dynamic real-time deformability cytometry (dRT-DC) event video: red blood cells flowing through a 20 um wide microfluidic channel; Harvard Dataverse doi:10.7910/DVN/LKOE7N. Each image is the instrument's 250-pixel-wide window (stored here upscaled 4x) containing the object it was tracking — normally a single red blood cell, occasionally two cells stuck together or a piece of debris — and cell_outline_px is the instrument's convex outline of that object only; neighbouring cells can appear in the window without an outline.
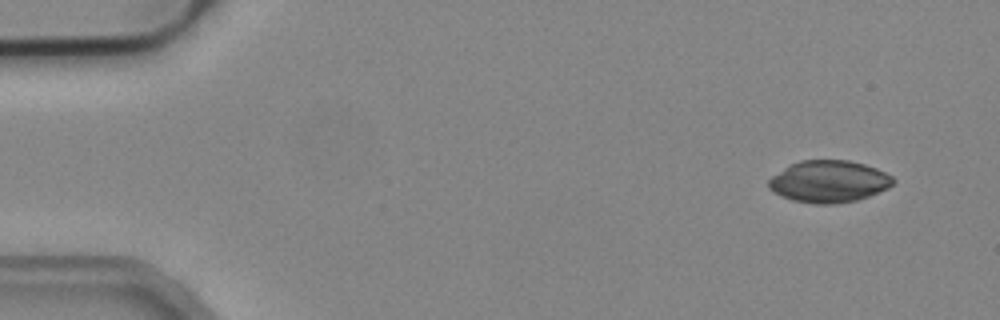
{"species": "common noctule bat (a hibernating species)", "species_latin": "Nyctalus noctula", "temperature_condition": "cold", "stored_images_in_passage": 4, "camera_frame_rate_fps": 3000, "um_per_image_px": 0.085, "animal": {"sex": "male", "body_mass_g": 19.2, "forearm_length_mm": 51.8}, "frame": {"image": 1, "passage_image": 1, "time_ms": 0.0, "image_size_px": [1000, 320], "cell_outline_px": [[896, 180], [888, 188], [868, 196], [856, 200], [832, 204], [816, 204], [792, 200], [780, 196], [772, 192], [768, 188], [768, 180], [772, 176], [784, 168], [800, 160], [848, 160], [864, 164], [876, 168], [892, 176]], "centroid_in_image_um": [70.43, 15.43], "position_along_channel_um": 14.6, "area_um2": 30.4}}
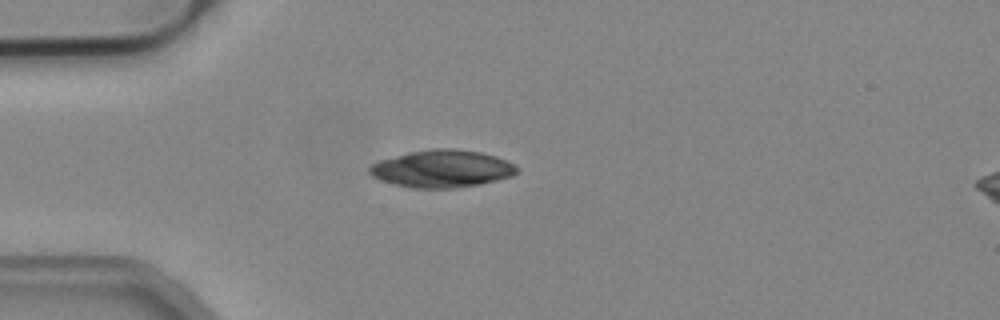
{"frame": {"image": 2, "passage_image": 4, "time_ms": 1.0, "image_size_px": [1000, 320], "cell_outline_px": [[516, 172], [512, 176], [480, 184], [452, 188], [412, 188], [396, 184], [372, 176], [368, 172], [368, 168], [372, 164], [380, 160], [408, 152], [432, 148], [452, 148], [480, 152], [496, 156], [508, 160], [516, 164]], "centroid_in_image_um": [37.58, 14.33], "position_along_channel_um": 47.4, "area_um2": 32.02}}